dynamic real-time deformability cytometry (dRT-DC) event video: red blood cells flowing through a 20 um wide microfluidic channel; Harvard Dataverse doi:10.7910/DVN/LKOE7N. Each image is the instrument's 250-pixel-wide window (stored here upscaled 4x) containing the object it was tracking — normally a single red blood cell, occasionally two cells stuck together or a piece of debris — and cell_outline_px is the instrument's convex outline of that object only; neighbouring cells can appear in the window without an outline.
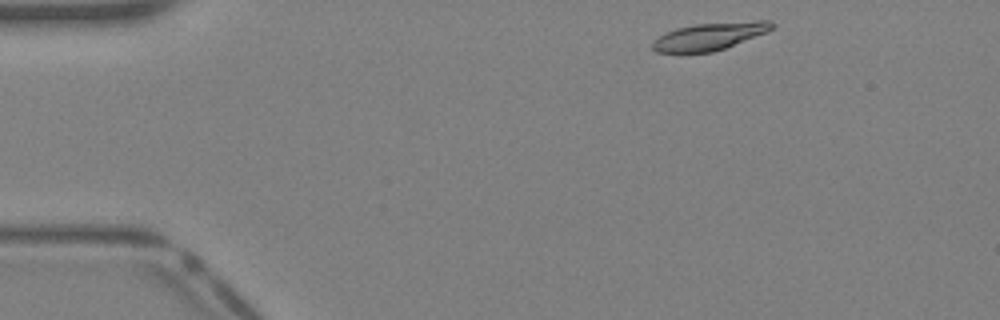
{"species": "Egyptian fruit bat (a non-hibernating species)", "species_latin": "Rousettus aegyptiacus", "temperature_condition": "warm", "stored_images_in_passage": 35, "camera_frame_rate_fps": 3000, "um_per_image_px": 0.085, "animal": {"sex": "female"}, "frame": {"image": 1, "passage_image": 1, "time_ms": 0.0, "image_size_px": [1000, 320], "cell_outline_px": [[776, 24], [768, 32], [724, 48], [712, 52], [656, 52], [652, 48], [652, 40], [664, 32], [676, 28], [696, 24], [756, 20], [772, 20]], "centroid_in_image_um": [60.33, 3.07], "position_along_channel_um": 24.7, "area_um2": 19.19}}
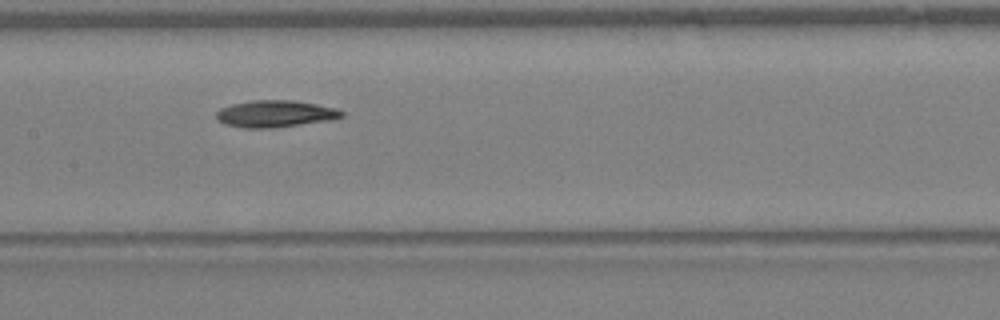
{"frame": {"image": 2, "passage_image": 15, "time_ms": 4.667, "image_size_px": [1000, 320], "cell_outline_px": [[344, 116], [328, 120], [272, 128], [244, 128], [224, 124], [216, 120], [216, 112], [220, 108], [232, 104], [252, 100], [292, 100], [316, 104], [336, 108], [344, 112]], "centroid_in_image_um": [23.35, 9.67], "position_along_channel_um": 184.1, "area_um2": 19.59}}
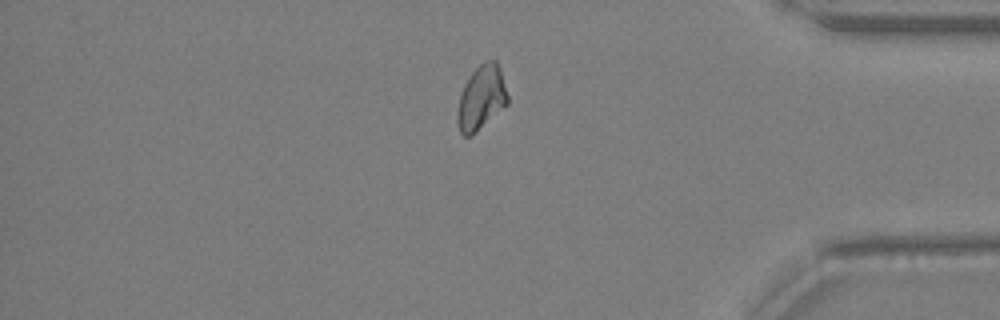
{"frame": {"image": 3, "passage_image": 29, "time_ms": 9.333, "image_size_px": [1000, 320], "cell_outline_px": [[508, 104], [472, 136], [464, 136], [460, 132], [456, 120], [456, 112], [460, 96], [464, 84], [472, 72], [484, 60], [496, 60], [500, 68], [508, 96]], "centroid_in_image_um": [40.9, 8.32], "position_along_channel_um": 394.3, "area_um2": 18.96}}